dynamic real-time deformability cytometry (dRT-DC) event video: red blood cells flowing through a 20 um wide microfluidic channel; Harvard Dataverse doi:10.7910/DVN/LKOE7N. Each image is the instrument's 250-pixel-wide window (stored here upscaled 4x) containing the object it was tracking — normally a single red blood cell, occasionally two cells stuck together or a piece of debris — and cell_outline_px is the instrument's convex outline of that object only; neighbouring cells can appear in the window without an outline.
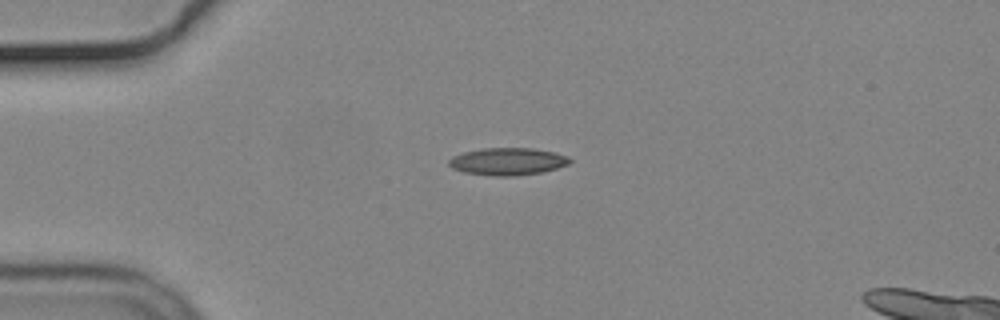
{"species": "common noctule bat (a hibernating species)", "species_latin": "Nyctalus noctula", "temperature_condition": "cold", "stored_images_in_passage": 44, "segment_of_instrument_passage": [1, 2], "camera_frame_rate_fps": 3000, "um_per_image_px": 0.085, "animal": {"sex": "male", "body_mass_g": 19.2, "forearm_length_mm": 51.8}, "frame": {"image": 1, "passage_image": 1, "time_ms": 0.0, "image_size_px": [1000, 320], "cell_outline_px": [[572, 160], [568, 164], [556, 168], [540, 172], [516, 176], [496, 176], [464, 172], [452, 168], [448, 164], [448, 160], [452, 156], [464, 152], [484, 148], [532, 148], [556, 152], [568, 156]], "centroid_in_image_um": [43.15, 13.72], "position_along_channel_um": 41.8, "area_um2": 19.25}}
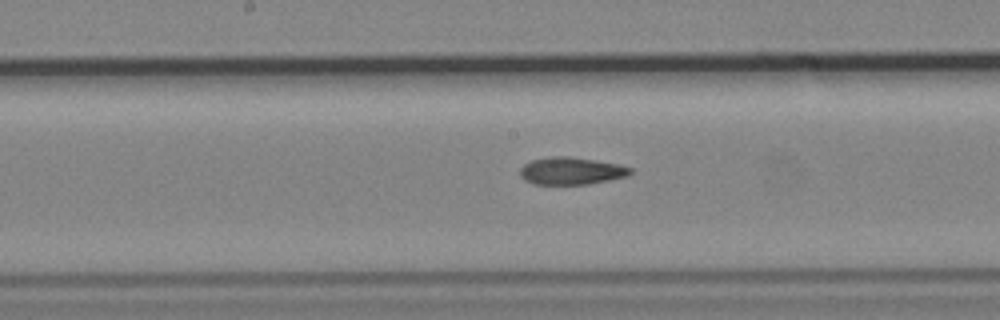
{"frame": {"image": 2, "passage_image": 16, "time_ms": 5.0, "image_size_px": [1000, 320], "cell_outline_px": [[632, 172], [628, 176], [588, 184], [532, 184], [524, 180], [520, 176], [520, 168], [524, 164], [532, 160], [552, 156], [568, 156], [620, 164], [632, 168]], "centroid_in_image_um": [48.55, 14.53], "position_along_channel_um": 199.7, "area_um2": 17.63}}
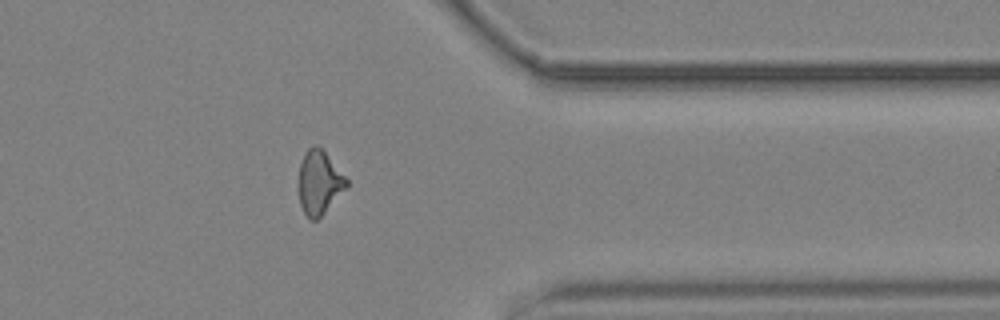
{"frame": {"image": 3, "passage_image": 32, "time_ms": 10.333, "image_size_px": [1000, 320], "cell_outline_px": [[348, 184], [324, 212], [316, 220], [308, 220], [300, 204], [300, 164], [304, 152], [308, 148], [316, 144], [324, 152], [348, 180]], "centroid_in_image_um": [27.11, 15.51], "position_along_channel_um": 384.3, "area_um2": 17.11}}